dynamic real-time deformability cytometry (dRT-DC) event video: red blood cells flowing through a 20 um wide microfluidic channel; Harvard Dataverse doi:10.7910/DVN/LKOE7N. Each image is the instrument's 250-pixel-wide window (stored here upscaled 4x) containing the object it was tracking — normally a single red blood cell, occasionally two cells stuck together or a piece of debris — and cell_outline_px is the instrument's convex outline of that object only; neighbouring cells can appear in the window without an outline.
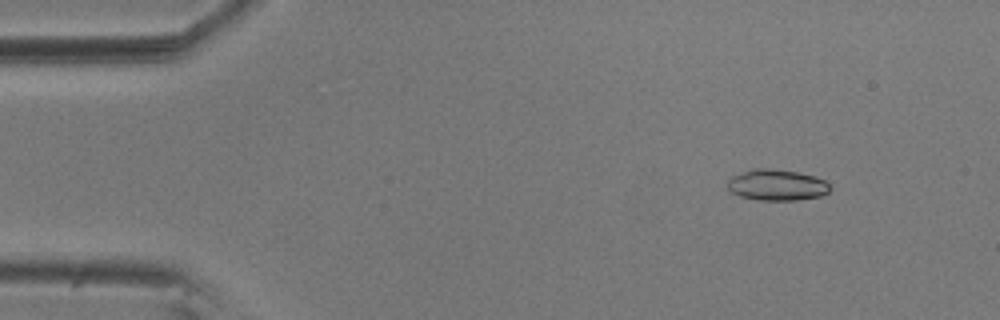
{"species": "common noctule bat (a hibernating species)", "species_latin": "Nyctalus noctula", "temperature_condition": "room temperature", "stored_images_in_passage": 56, "camera_frame_rate_fps": 3000, "um_per_image_px": 0.085, "animal": {"sex": "male", "body_mass_g": 20.5, "forearm_length_mm": 52.5}, "frame": {"image": 1, "passage_image": 7, "time_ms": 2.0, "image_size_px": [1000, 320], "cell_outline_px": [[832, 188], [828, 192], [820, 196], [796, 200], [760, 200], [740, 196], [732, 192], [728, 188], [728, 180], [732, 176], [756, 168], [772, 168], [796, 172], [812, 176], [824, 180]], "centroid_in_image_um": [66.03, 15.73], "position_along_channel_um": 19.0, "area_um2": 18.32}}
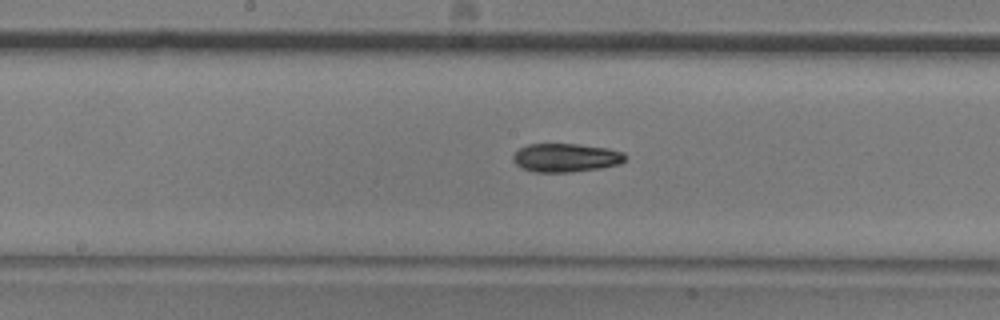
{"frame": {"image": 2, "passage_image": 29, "time_ms": 9.333, "image_size_px": [1000, 320], "cell_outline_px": [[624, 160], [620, 164], [600, 168], [568, 172], [536, 172], [520, 168], [512, 160], [512, 156], [520, 148], [528, 144], [576, 144], [608, 148], [624, 152]], "centroid_in_image_um": [48.07, 13.4], "position_along_channel_um": 200.1, "area_um2": 18.61}}
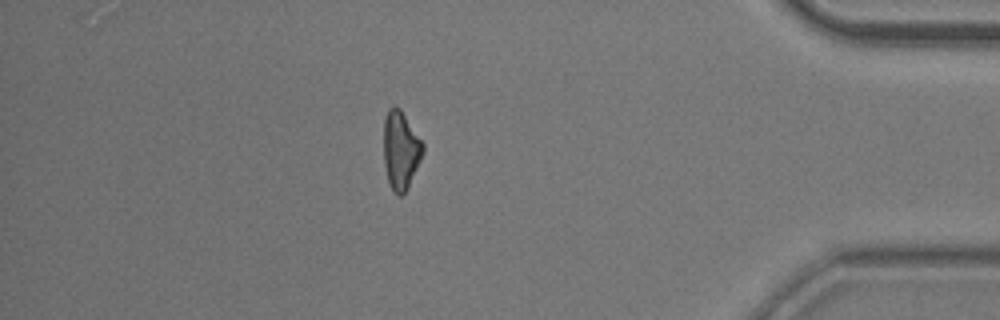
{"frame": {"image": 3, "passage_image": 49, "time_ms": 16.0, "image_size_px": [1000, 320], "cell_outline_px": [[424, 152], [408, 188], [400, 196], [396, 196], [388, 184], [384, 164], [384, 120], [388, 108], [400, 108], [424, 144]], "centroid_in_image_um": [34.06, 12.81], "position_along_channel_um": 401.1, "area_um2": 17.92}}